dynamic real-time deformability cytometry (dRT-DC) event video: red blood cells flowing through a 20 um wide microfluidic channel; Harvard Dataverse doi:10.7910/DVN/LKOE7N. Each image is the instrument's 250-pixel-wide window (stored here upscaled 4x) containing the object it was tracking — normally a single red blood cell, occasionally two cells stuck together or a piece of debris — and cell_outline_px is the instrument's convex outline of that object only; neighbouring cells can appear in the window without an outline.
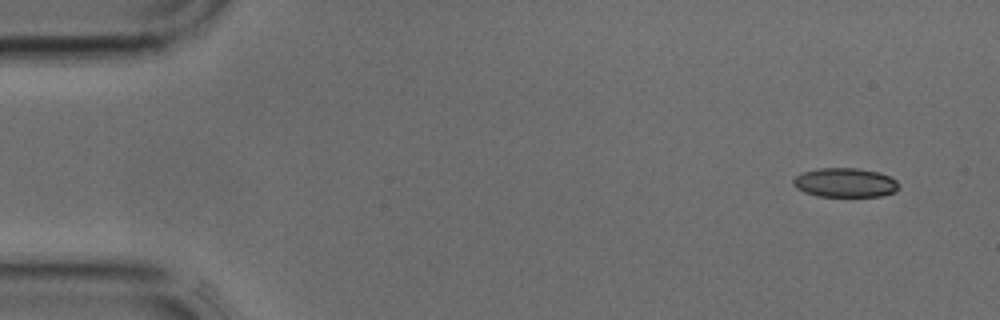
{"species": "common noctule bat (a hibernating species)", "species_latin": "Nyctalus noctula", "temperature_condition": "cold", "stored_images_in_passage": 4, "camera_frame_rate_fps": 3000, "um_per_image_px": 0.085, "animal": {"sex": "male", "body_mass_g": 17.9, "forearm_length_mm": 54.2}, "frame": {"image": 1, "passage_image": 1, "time_ms": 0.0, "image_size_px": [1000, 320], "cell_outline_px": [[896, 192], [880, 196], [816, 196], [804, 192], [796, 188], [792, 184], [792, 180], [796, 176], [804, 172], [816, 168], [856, 168], [880, 172], [896, 180]], "centroid_in_image_um": [71.79, 15.52], "position_along_channel_um": 13.2, "area_um2": 17.92}}
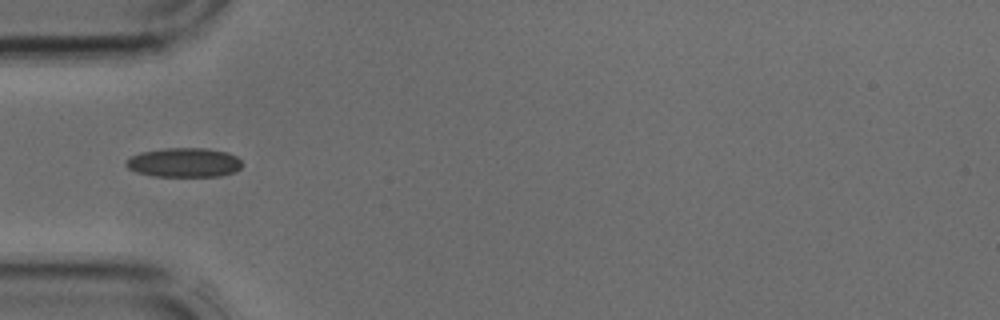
{"frame": {"image": 2, "passage_image": 4, "time_ms": 1.0, "image_size_px": [1000, 320], "cell_outline_px": [[240, 168], [236, 172], [220, 176], [156, 176], [136, 172], [128, 168], [124, 164], [132, 156], [140, 152], [164, 148], [204, 148], [228, 152], [236, 156], [240, 160]], "centroid_in_image_um": [15.65, 13.81], "position_along_channel_um": 69.3, "area_um2": 19.77}}